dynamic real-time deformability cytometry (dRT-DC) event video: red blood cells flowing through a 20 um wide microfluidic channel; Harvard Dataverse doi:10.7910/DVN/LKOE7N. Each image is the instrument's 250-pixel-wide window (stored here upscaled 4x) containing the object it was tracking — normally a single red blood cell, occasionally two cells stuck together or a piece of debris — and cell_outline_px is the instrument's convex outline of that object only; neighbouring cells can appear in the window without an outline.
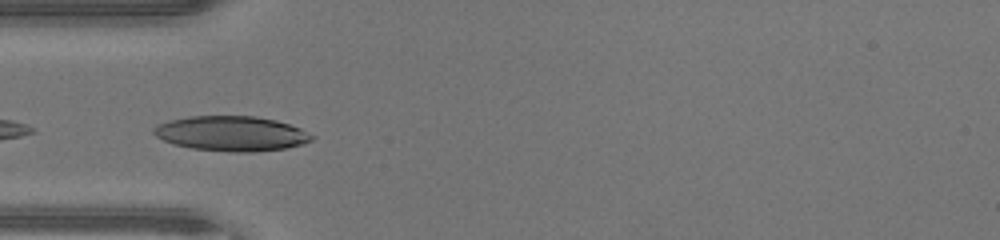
{"species": "human", "species_latin": "Homo sapiens", "temperature_condition": "warm", "stored_images_in_passage": 33, "camera_frame_rate_fps": 3000, "um_per_image_px": 0.085, "donor": {"sex": "male"}, "frame": {"image": 1, "passage_image": 1, "time_ms": 0.0, "image_size_px": [1000, 240], "cell_outline_px": [[316, 136], [312, 140], [304, 144], [288, 148], [256, 152], [232, 152], [192, 148], [172, 144], [156, 136], [152, 132], [152, 128], [156, 124], [168, 120], [188, 116], [256, 116], [276, 120], [300, 128]], "centroid_in_image_um": [19.67, 11.35], "position_along_channel_um": 65.3, "area_um2": 32.54}}
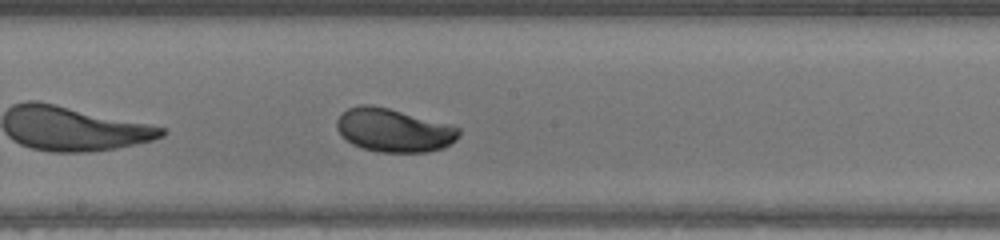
{"frame": {"image": 2, "passage_image": 11, "time_ms": 3.333, "image_size_px": [1000, 240], "cell_outline_px": [[460, 136], [456, 140], [444, 148], [428, 152], [380, 152], [364, 148], [352, 144], [336, 128], [336, 120], [348, 108], [360, 104], [372, 104], [388, 108], [448, 124], [460, 128]], "centroid_in_image_um": [33.48, 11.07], "position_along_channel_um": 214.7, "area_um2": 30.69}}
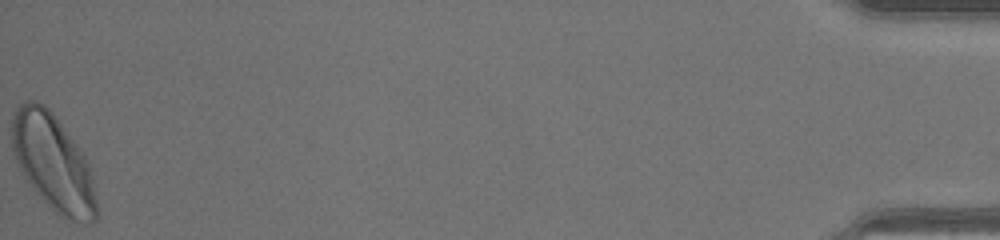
{"frame": {"image": 3, "passage_image": 33, "time_ms": 10.667, "image_size_px": [1000, 240], "cell_outline_px": [[96, 220], [92, 224], [84, 224], [68, 220], [56, 212], [36, 192], [20, 172], [12, 148], [12, 116], [16, 108], [24, 100], [36, 100], [44, 104], [52, 112], [76, 144], [84, 156], [88, 164], [92, 176], [96, 200]], "centroid_in_image_um": [4.5, 13.82], "position_along_channel_um": 430.7, "area_um2": 47.34}, "authors_computed_cell_mechanics": {"area_um2": 31.0386, "velocity_mm_per_s": 4.4596, "shape_relaxation_time_tau1_ms": 1.3377, "shape_relaxation_time_tau2_ms": null, "deformation_change_tau1": 0.1078, "deformation_change_tau2": null}}